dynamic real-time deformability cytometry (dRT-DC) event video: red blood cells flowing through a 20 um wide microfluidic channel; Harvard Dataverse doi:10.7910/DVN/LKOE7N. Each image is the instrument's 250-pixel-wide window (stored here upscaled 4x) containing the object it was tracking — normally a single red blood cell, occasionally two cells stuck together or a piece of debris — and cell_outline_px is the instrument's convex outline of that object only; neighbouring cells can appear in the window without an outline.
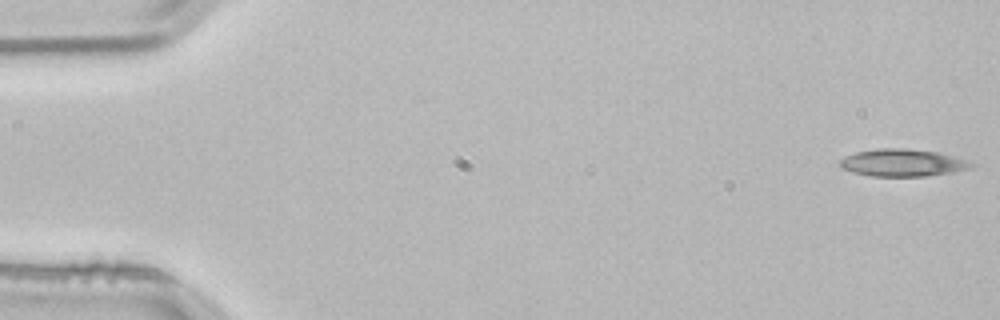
{"species": "common noctule bat (a hibernating species)", "species_latin": "Nyctalus noctula", "temperature_condition": "room temperature", "stored_images_in_passage": 52, "camera_frame_rate_fps": 3000, "um_per_image_px": 0.085, "animal": {"sex": "male", "body_mass_g": 21.5, "forearm_length_mm": 52.0}, "frame": {"image": 1, "passage_image": 1, "time_ms": 0.0, "image_size_px": [1000, 320], "cell_outline_px": [[976, 164], [972, 168], [952, 172], [924, 176], [868, 176], [852, 172], [840, 168], [840, 160], [844, 156], [856, 152], [876, 148], [908, 148], [940, 152], [968, 160]], "centroid_in_image_um": [76.72, 13.82], "position_along_channel_um": 8.3, "area_um2": 21.21}}
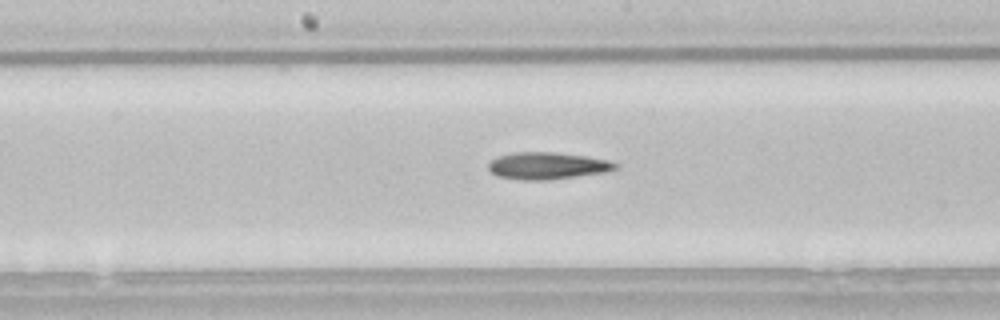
{"frame": {"image": 2, "passage_image": 27, "time_ms": 8.667, "image_size_px": [1000, 320], "cell_outline_px": [[620, 164], [616, 168], [604, 172], [548, 180], [520, 180], [500, 176], [492, 172], [488, 168], [488, 164], [496, 156], [516, 152], [556, 152], [584, 156], [608, 160]], "centroid_in_image_um": [46.51, 14.08], "position_along_channel_um": 201.7, "area_um2": 19.83}}
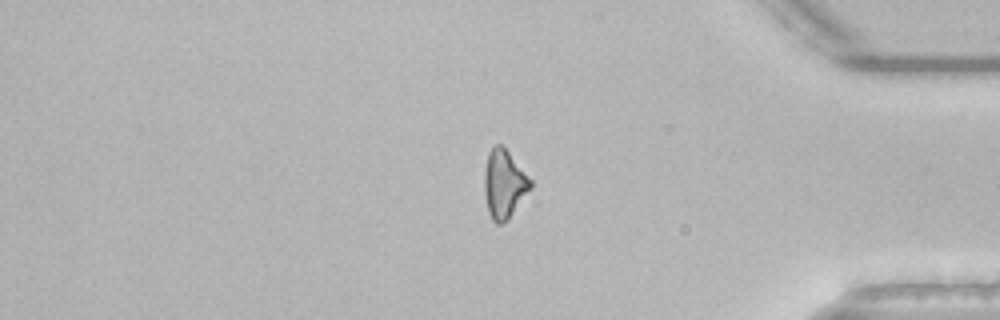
{"frame": {"image": 3, "passage_image": 44, "time_ms": 14.333, "image_size_px": [1000, 320], "cell_outline_px": [[532, 188], [508, 220], [504, 224], [496, 224], [492, 220], [488, 212], [484, 192], [484, 172], [488, 152], [496, 144], [500, 144], [508, 152], [532, 180]], "centroid_in_image_um": [42.85, 15.69], "position_along_channel_um": 392.4, "area_um2": 18.5}}